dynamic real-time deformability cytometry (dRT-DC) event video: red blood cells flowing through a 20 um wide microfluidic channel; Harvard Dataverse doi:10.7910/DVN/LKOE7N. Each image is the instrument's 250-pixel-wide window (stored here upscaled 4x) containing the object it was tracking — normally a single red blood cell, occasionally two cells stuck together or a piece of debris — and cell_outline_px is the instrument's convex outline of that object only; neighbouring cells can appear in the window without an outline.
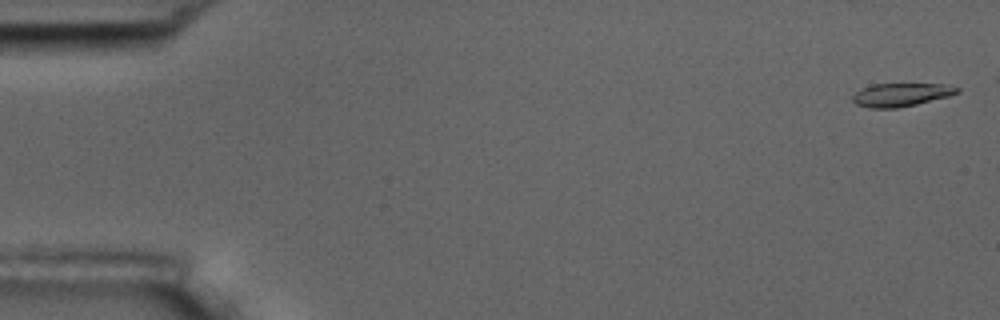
{"species": "common noctule bat (a hibernating species)", "species_latin": "Nyctalus noctula", "temperature_condition": "room temperature", "stored_images_in_passage": 10, "camera_frame_rate_fps": 3000, "um_per_image_px": 0.085, "animal": {"sex": "male", "body_mass_g": 17.5, "forearm_length_mm": 52.3}, "frame": {"image": 1, "passage_image": 2, "time_ms": 0.333, "image_size_px": [1000, 320], "cell_outline_px": [[960, 92], [948, 96], [916, 104], [896, 108], [868, 108], [856, 104], [852, 100], [852, 96], [856, 92], [872, 84], [944, 84], [960, 88]], "centroid_in_image_um": [76.58, 8.05], "position_along_channel_um": 8.4, "area_um2": 14.05}}